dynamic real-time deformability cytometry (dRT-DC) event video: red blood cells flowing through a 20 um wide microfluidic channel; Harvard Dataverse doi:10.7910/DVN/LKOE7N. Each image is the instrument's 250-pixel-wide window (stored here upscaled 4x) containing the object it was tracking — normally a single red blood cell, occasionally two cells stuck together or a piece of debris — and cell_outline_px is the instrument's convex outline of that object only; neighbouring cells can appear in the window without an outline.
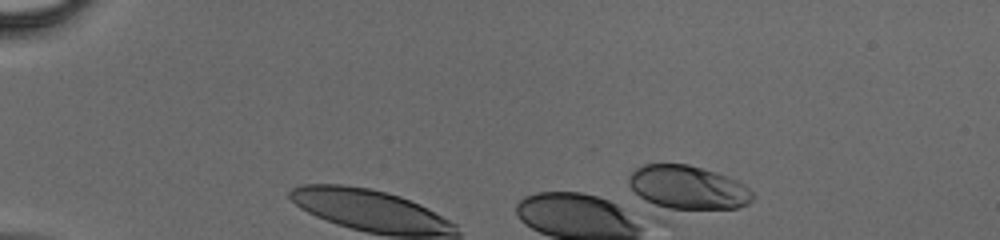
{"species": "human", "species_latin": "Homo sapiens", "temperature_condition": "cold", "stored_images_in_passage": 3, "camera_frame_rate_fps": 3000, "um_per_image_px": 0.085, "donor": {"sex": "male"}, "frame": {"image": 1, "passage_image": 1, "time_ms": 0.0, "image_size_px": [1000, 240], "cell_outline_px": [[752, 200], [748, 204], [736, 208], [668, 224], [664, 224], [656, 220], [628, 184], [628, 180], [632, 172], [636, 168], [644, 164], [688, 164], [716, 172], [736, 180], [744, 184], [752, 192]], "centroid_in_image_um": [58.31, 16.28], "position_along_channel_um": 26.7, "area_um2": 37.45}}